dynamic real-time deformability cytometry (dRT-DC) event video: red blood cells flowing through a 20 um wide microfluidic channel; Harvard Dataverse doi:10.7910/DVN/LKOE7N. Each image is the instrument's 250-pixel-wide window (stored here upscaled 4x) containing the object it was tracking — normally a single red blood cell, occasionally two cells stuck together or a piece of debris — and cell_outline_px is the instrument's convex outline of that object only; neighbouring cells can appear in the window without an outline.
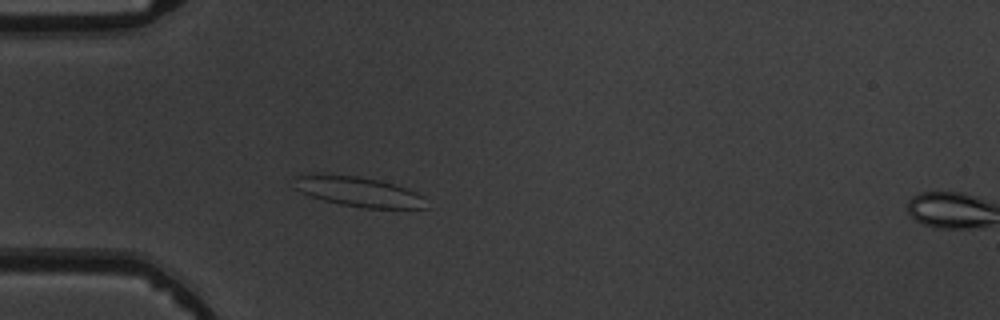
{"species": "common noctule bat (a hibernating species)", "species_latin": "Nyctalus noctula", "temperature_condition": "warm", "stored_images_in_passage": 4, "camera_frame_rate_fps": 3000, "um_per_image_px": 0.085, "animal": {"sex": "male", "body_mass_g": 19.5, "forearm_length_mm": 54.6}, "frame": {"image": 1, "passage_image": 3, "time_ms": 2.333, "image_size_px": [1000, 320], "cell_outline_px": [[428, 208], [364, 208], [340, 204], [324, 200], [300, 192], [296, 188], [292, 176], [360, 176], [380, 180], [396, 184], [416, 192], [424, 196]], "centroid_in_image_um": [30.57, 16.32], "position_along_channel_um": 54.4, "area_um2": 22.54}}